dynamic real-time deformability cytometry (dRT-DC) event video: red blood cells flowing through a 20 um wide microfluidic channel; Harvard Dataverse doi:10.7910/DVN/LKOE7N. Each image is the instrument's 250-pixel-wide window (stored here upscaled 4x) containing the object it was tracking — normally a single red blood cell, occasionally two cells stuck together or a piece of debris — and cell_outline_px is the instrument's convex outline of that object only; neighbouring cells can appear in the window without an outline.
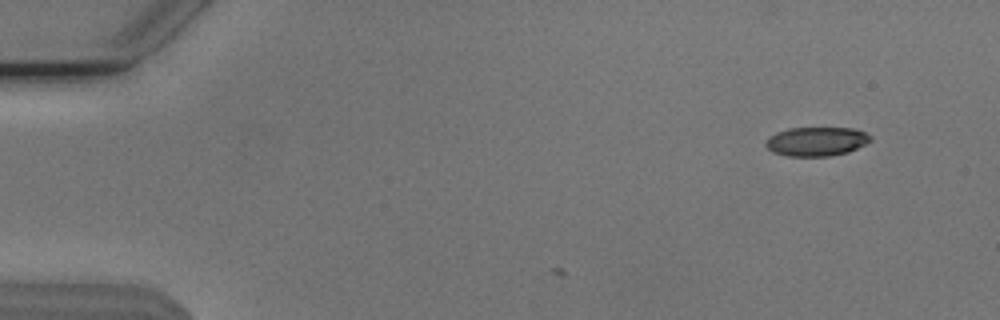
{"species": "Egyptian fruit bat (a non-hibernating species)", "species_latin": "Rousettus aegyptiacus", "temperature_condition": "cold", "stored_images_in_passage": 3, "camera_frame_rate_fps": 3000, "um_per_image_px": 0.085, "animal": {"sex": "male"}, "frame": {"image": 1, "passage_image": 3, "time_ms": 0.667, "image_size_px": [1000, 320], "cell_outline_px": [[872, 140], [848, 152], [828, 156], [788, 156], [772, 152], [764, 144], [764, 140], [768, 136], [776, 132], [788, 128], [852, 128], [864, 132], [872, 136]], "centroid_in_image_um": [69.35, 12.02], "position_along_channel_um": 15.7, "area_um2": 17.8}}